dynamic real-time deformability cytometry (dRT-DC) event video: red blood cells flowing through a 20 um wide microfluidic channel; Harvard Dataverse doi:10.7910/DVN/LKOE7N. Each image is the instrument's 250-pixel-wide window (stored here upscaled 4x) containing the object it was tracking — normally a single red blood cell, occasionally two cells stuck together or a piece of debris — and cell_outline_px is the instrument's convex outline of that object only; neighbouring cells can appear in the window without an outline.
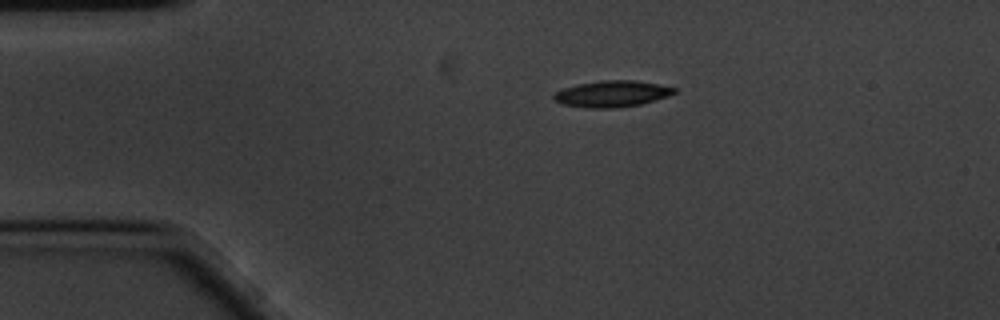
{"species": "common noctule bat (a hibernating species)", "species_latin": "Nyctalus noctula", "temperature_condition": "cold", "stored_images_in_passage": 48, "camera_frame_rate_fps": 3000, "um_per_image_px": 0.085, "animal": {"sex": "male", "body_mass_g": 20.1, "forearm_length_mm": 53.5}, "frame": {"image": 1, "passage_image": 1, "time_ms": 0.0, "image_size_px": [1000, 320], "cell_outline_px": [[676, 92], [668, 96], [656, 100], [640, 104], [616, 108], [588, 108], [564, 104], [556, 100], [552, 96], [556, 92], [564, 88], [580, 84], [604, 80], [632, 80], [660, 84], [676, 88]], "centroid_in_image_um": [52.06, 7.97], "position_along_channel_um": 32.9, "area_um2": 18.26}}
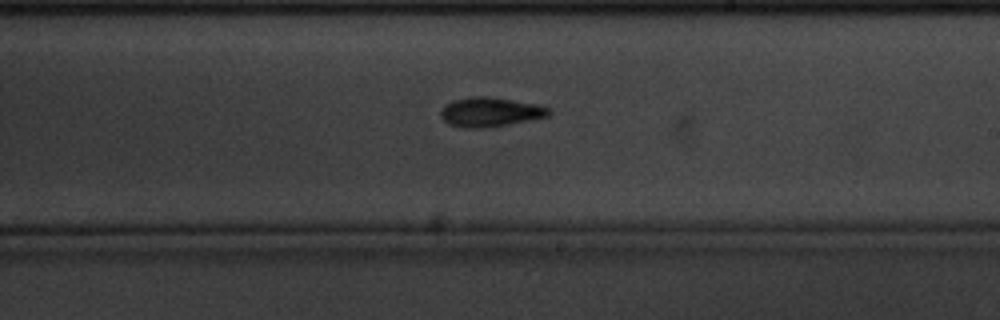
{"frame": {"image": 2, "passage_image": 23, "time_ms": 7.333, "image_size_px": [1000, 320], "cell_outline_px": [[552, 112], [548, 116], [528, 120], [480, 128], [468, 128], [448, 124], [440, 116], [440, 112], [444, 104], [452, 100], [468, 96], [492, 96], [540, 104], [552, 108]], "centroid_in_image_um": [41.67, 9.48], "position_along_channel_um": 247.3, "area_um2": 18.73}}
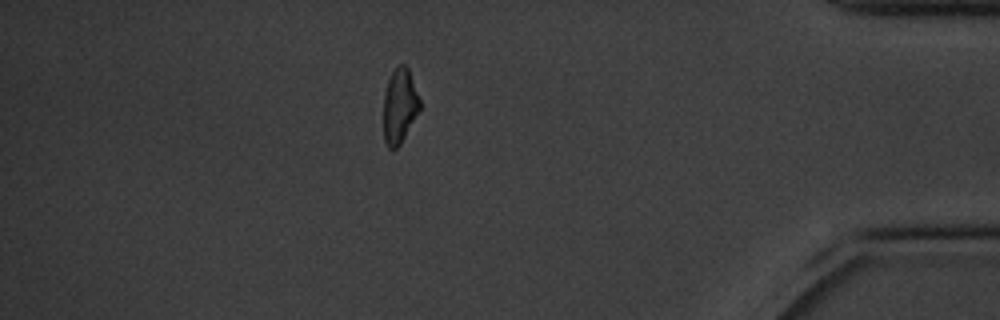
{"frame": {"image": 3, "passage_image": 40, "time_ms": 13.0, "image_size_px": [1000, 320], "cell_outline_px": [[420, 108], [400, 144], [396, 148], [388, 148], [384, 140], [384, 96], [388, 80], [396, 64], [404, 64], [408, 68], [420, 100]], "centroid_in_image_um": [33.95, 8.98], "position_along_channel_um": 401.2, "area_um2": 15.55}, "authors_computed_cell_mechanics": {"area_um2": 17.8313, "velocity_mm_per_s": 3.445, "shape_relaxation_time_tau1_ms": 2.985, "shape_relaxation_time_tau2_ms": null, "deformation_change_tau1": 0.1194, "deformation_change_tau2": null}}